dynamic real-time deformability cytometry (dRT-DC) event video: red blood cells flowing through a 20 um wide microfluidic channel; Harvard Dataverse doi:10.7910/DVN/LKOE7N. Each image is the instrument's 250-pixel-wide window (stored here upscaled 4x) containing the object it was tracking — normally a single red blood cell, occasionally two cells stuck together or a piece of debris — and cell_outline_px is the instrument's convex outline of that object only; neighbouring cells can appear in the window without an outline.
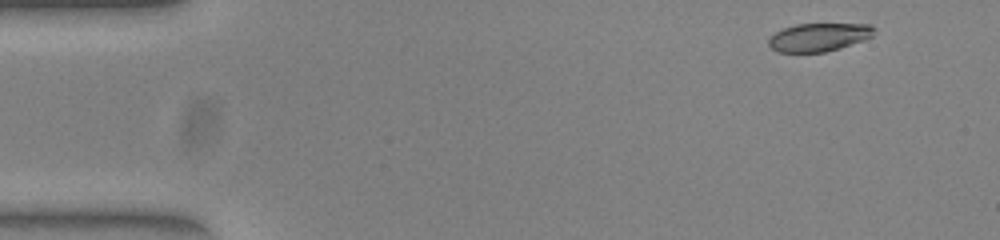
{"species": "common noctule bat (a hibernating species)", "species_latin": "Nyctalus noctula", "temperature_condition": "warm", "stored_images_in_passage": 50, "camera_frame_rate_fps": 3000, "um_per_image_px": 0.085, "animal": {"sex": "female", "body_mass_g": 23.0, "forearm_length_mm": 53.4}, "frame": {"image": 1, "passage_image": 2, "time_ms": 0.333, "image_size_px": [1000, 240], "cell_outline_px": [[876, 28], [872, 36], [864, 40], [840, 48], [824, 52], [776, 52], [768, 44], [768, 40], [776, 32], [784, 28], [796, 24], [872, 24]], "centroid_in_image_um": [69.62, 3.16], "position_along_channel_um": 15.4, "area_um2": 17.34}}
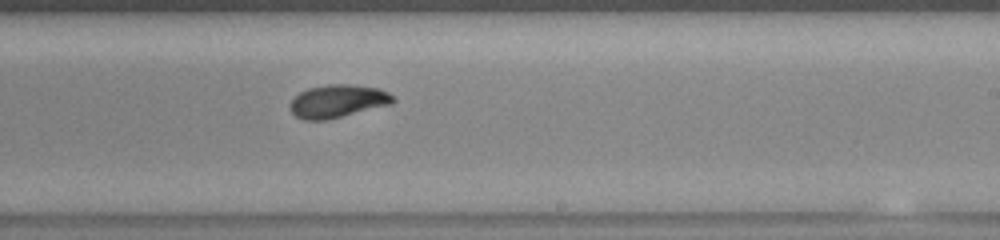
{"frame": {"image": 2, "passage_image": 29, "time_ms": 9.333, "image_size_px": [1000, 240], "cell_outline_px": [[396, 100], [392, 104], [328, 120], [304, 120], [296, 116], [288, 108], [288, 104], [300, 92], [308, 88], [328, 84], [352, 84], [380, 88], [388, 92]], "centroid_in_image_um": [28.71, 8.6], "position_along_channel_um": 260.3, "area_um2": 20.0}}
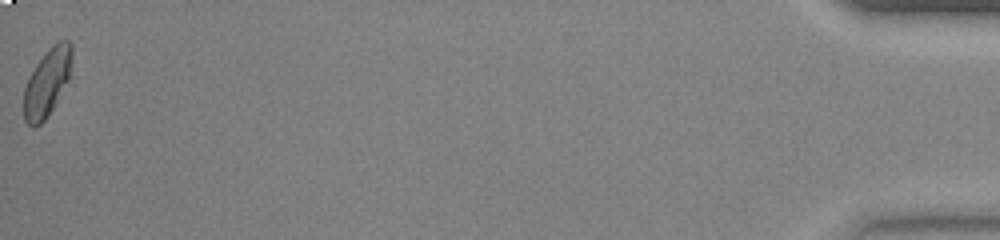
{"frame": {"image": 3, "passage_image": 50, "time_ms": 16.333, "image_size_px": [1000, 240], "cell_outline_px": [[72, 60], [68, 80], [48, 116], [40, 124], [32, 128], [24, 120], [24, 88], [36, 64], [48, 48], [52, 44], [60, 40], [68, 40], [72, 44]], "centroid_in_image_um": [4.01, 6.99], "position_along_channel_um": 431.2, "area_um2": 18.84}, "authors_computed_cell_mechanics": {"area_um2": 19.4208, "velocity_mm_per_s": 3.9169, "shape_relaxation_time_tau1_ms": 3.6899, "shape_relaxation_time_tau2_ms": 2.9966, "deformation_change_tau1": 0.1499, "deformation_change_tau2": 0.0646}}